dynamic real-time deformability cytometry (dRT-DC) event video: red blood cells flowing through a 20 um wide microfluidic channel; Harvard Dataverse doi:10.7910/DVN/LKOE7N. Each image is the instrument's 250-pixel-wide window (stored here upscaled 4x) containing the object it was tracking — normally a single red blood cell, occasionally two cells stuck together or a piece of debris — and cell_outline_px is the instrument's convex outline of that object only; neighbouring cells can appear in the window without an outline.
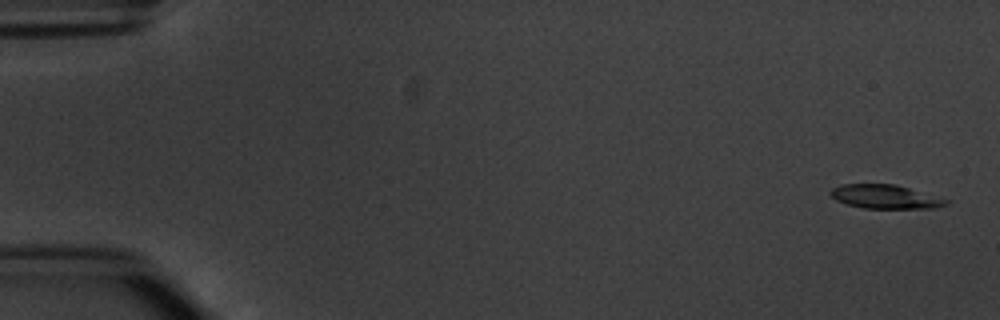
{"species": "common noctule bat (a hibernating species)", "species_latin": "Nyctalus noctula", "temperature_condition": "warm", "stored_images_in_passage": 5, "camera_frame_rate_fps": 3000, "um_per_image_px": 0.085, "animal": {"sex": "male", "body_mass_g": 20.1, "forearm_length_mm": 53.5}, "frame": {"image": 1, "passage_image": 1, "time_ms": 0.0, "image_size_px": [1000, 320], "cell_outline_px": [[952, 200], [948, 204], [936, 208], [864, 208], [848, 204], [836, 200], [828, 192], [832, 188], [840, 184], [896, 184]], "centroid_in_image_um": [75.29, 16.71], "position_along_channel_um": 9.7, "area_um2": 16.18}}
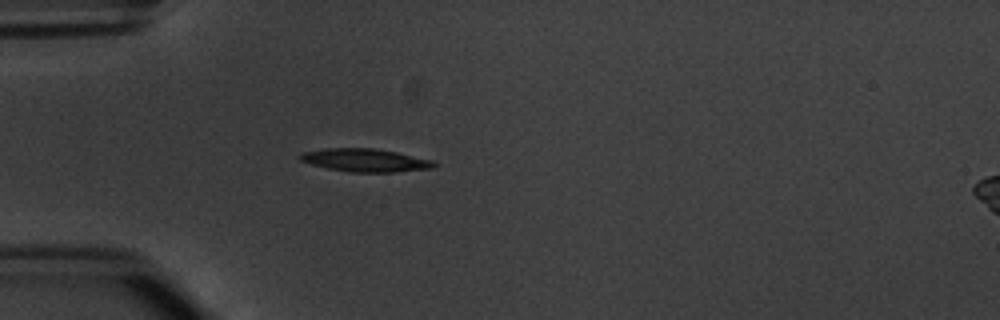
{"frame": {"image": 2, "passage_image": 5, "time_ms": 4.667, "image_size_px": [1000, 320], "cell_outline_px": [[440, 164], [432, 168], [396, 172], [352, 172], [328, 168], [312, 164], [300, 160], [296, 156], [300, 152], [324, 148], [376, 148], [396, 152], [432, 160]], "centroid_in_image_um": [31.03, 13.61], "position_along_channel_um": 54.0, "area_um2": 18.09}}